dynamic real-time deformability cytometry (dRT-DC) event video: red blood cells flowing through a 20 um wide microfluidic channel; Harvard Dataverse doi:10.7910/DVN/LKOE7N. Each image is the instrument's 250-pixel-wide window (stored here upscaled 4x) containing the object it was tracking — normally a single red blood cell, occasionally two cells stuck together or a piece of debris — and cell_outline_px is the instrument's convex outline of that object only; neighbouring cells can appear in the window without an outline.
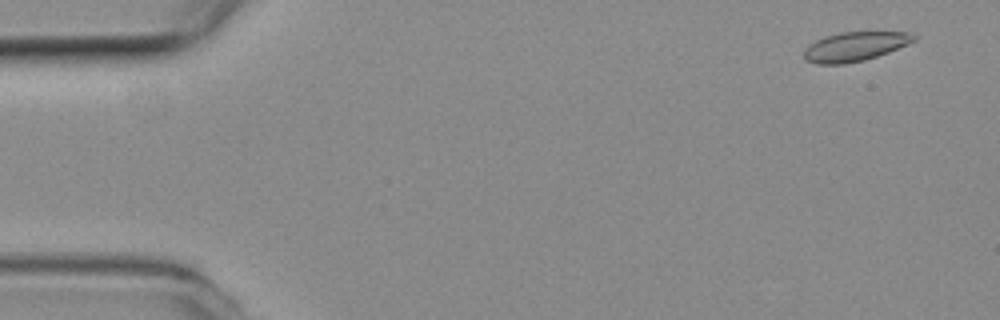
{"species": "common noctule bat (a hibernating species)", "species_latin": "Nyctalus noctula", "temperature_condition": "room temperature", "stored_images_in_passage": 20, "camera_frame_rate_fps": 3000, "um_per_image_px": 0.085, "animal": {"sex": "female", "body_mass_g": 19.3, "forearm_length_mm": 54.1}, "frame": {"image": 1, "passage_image": 3, "time_ms": 0.667, "image_size_px": [1000, 320], "cell_outline_px": [[916, 40], [908, 44], [888, 52], [864, 60], [844, 64], [816, 64], [804, 60], [804, 48], [816, 40], [824, 36], [840, 32], [912, 32], [916, 36]], "centroid_in_image_um": [72.64, 3.95], "position_along_channel_um": 12.4, "area_um2": 18.79}}
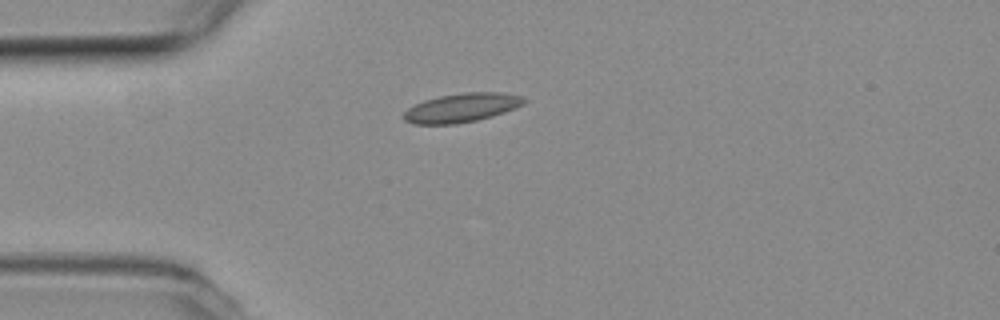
{"frame": {"image": 2, "passage_image": 14, "time_ms": 4.333, "image_size_px": [1000, 320], "cell_outline_px": [[528, 100], [524, 104], [516, 108], [492, 116], [476, 120], [456, 124], [412, 124], [404, 120], [404, 112], [408, 108], [424, 100], [440, 96], [464, 92], [500, 92], [520, 96]], "centroid_in_image_um": [39.25, 9.16], "position_along_channel_um": 45.7, "area_um2": 20.23}}
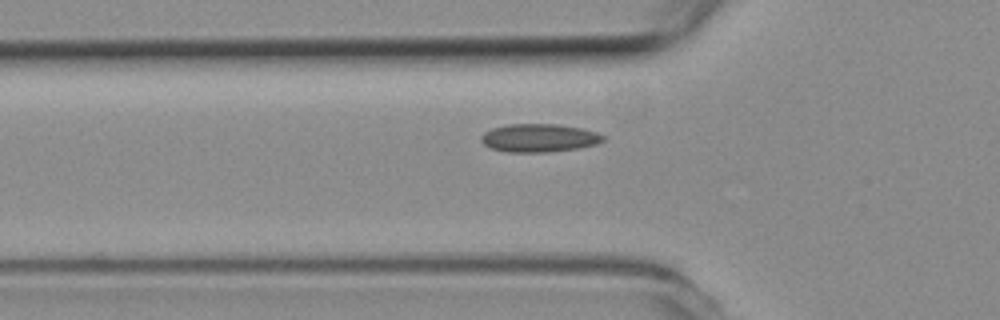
{"frame": {"image": 3, "passage_image": 18, "time_ms": 5.667, "image_size_px": [1000, 320], "cell_outline_px": [[604, 140], [596, 144], [576, 148], [548, 152], [508, 152], [492, 148], [484, 144], [480, 140], [480, 136], [484, 132], [492, 128], [508, 124], [556, 124], [580, 128], [596, 132], [604, 136]], "centroid_in_image_um": [45.79, 11.72], "position_along_channel_um": 80.0, "area_um2": 19.88}}